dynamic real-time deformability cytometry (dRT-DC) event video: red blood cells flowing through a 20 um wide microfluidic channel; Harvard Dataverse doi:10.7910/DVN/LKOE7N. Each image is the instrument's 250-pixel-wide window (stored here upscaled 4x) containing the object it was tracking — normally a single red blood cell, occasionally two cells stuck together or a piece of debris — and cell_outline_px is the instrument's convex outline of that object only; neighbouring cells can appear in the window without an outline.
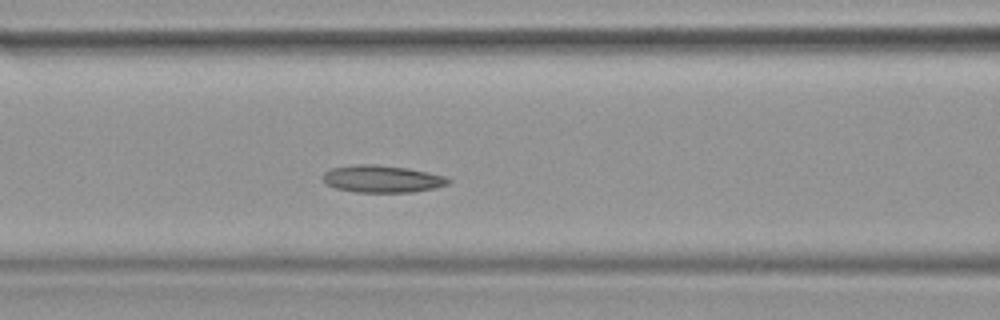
{"species": "common noctule bat (a hibernating species)", "species_latin": "Nyctalus noctula", "temperature_condition": "warm", "stored_images_in_passage": 25, "camera_frame_rate_fps": 3000, "um_per_image_px": 0.085, "animal": {"sex": "female", "body_mass_g": 19.9}, "frame": {"image": 1, "passage_image": 8, "time_ms": 2.333, "image_size_px": [1000, 320], "cell_outline_px": [[452, 180], [448, 184], [432, 188], [412, 192], [356, 192], [336, 188], [328, 184], [324, 180], [324, 172], [332, 168], [356, 164], [376, 164], [408, 168], [428, 172], [444, 176]], "centroid_in_image_um": [32.49, 15.2], "position_along_channel_um": 134.1, "area_um2": 19.71}}
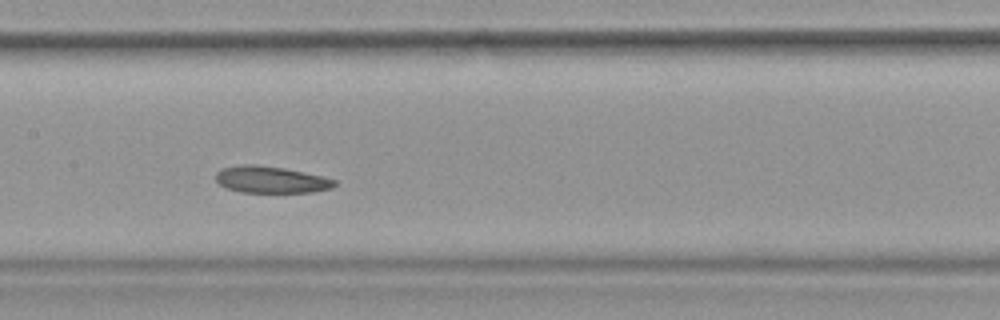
{"frame": {"image": 2, "passage_image": 11, "time_ms": 3.333, "image_size_px": [1000, 320], "cell_outline_px": [[336, 184], [332, 188], [312, 192], [240, 192], [228, 188], [220, 184], [216, 180], [216, 172], [220, 168], [240, 164], [256, 164], [284, 168], [320, 176], [336, 180]], "centroid_in_image_um": [22.99, 15.26], "position_along_channel_um": 184.4, "area_um2": 18.44}}